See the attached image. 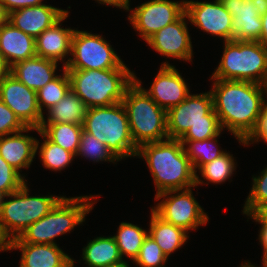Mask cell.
Returning <instances> with one entry per match:
<instances>
[{
    "mask_svg": "<svg viewBox=\"0 0 267 267\" xmlns=\"http://www.w3.org/2000/svg\"><path fill=\"white\" fill-rule=\"evenodd\" d=\"M210 80H215L210 91L222 130L226 127L237 140L245 141L255 130L267 101V86L250 81Z\"/></svg>",
    "mask_w": 267,
    "mask_h": 267,
    "instance_id": "cell-1",
    "label": "cell"
},
{
    "mask_svg": "<svg viewBox=\"0 0 267 267\" xmlns=\"http://www.w3.org/2000/svg\"><path fill=\"white\" fill-rule=\"evenodd\" d=\"M180 139L167 138L138 147L136 157L144 159L156 187V195L196 186V173Z\"/></svg>",
    "mask_w": 267,
    "mask_h": 267,
    "instance_id": "cell-2",
    "label": "cell"
},
{
    "mask_svg": "<svg viewBox=\"0 0 267 267\" xmlns=\"http://www.w3.org/2000/svg\"><path fill=\"white\" fill-rule=\"evenodd\" d=\"M167 132L171 139L206 140L222 132L214 112L211 91L190 94L167 111Z\"/></svg>",
    "mask_w": 267,
    "mask_h": 267,
    "instance_id": "cell-3",
    "label": "cell"
},
{
    "mask_svg": "<svg viewBox=\"0 0 267 267\" xmlns=\"http://www.w3.org/2000/svg\"><path fill=\"white\" fill-rule=\"evenodd\" d=\"M66 71L70 79V89L87 108L122 102L126 89L134 82L135 75L129 68Z\"/></svg>",
    "mask_w": 267,
    "mask_h": 267,
    "instance_id": "cell-4",
    "label": "cell"
},
{
    "mask_svg": "<svg viewBox=\"0 0 267 267\" xmlns=\"http://www.w3.org/2000/svg\"><path fill=\"white\" fill-rule=\"evenodd\" d=\"M97 196L63 197L44 217L26 228L11 243L56 244L54 239L85 222ZM91 200V201H90Z\"/></svg>",
    "mask_w": 267,
    "mask_h": 267,
    "instance_id": "cell-5",
    "label": "cell"
},
{
    "mask_svg": "<svg viewBox=\"0 0 267 267\" xmlns=\"http://www.w3.org/2000/svg\"><path fill=\"white\" fill-rule=\"evenodd\" d=\"M83 130L103 142L119 161L137 154L122 102L87 108Z\"/></svg>",
    "mask_w": 267,
    "mask_h": 267,
    "instance_id": "cell-6",
    "label": "cell"
},
{
    "mask_svg": "<svg viewBox=\"0 0 267 267\" xmlns=\"http://www.w3.org/2000/svg\"><path fill=\"white\" fill-rule=\"evenodd\" d=\"M122 104L126 110L131 137L137 147L169 138L167 111L135 81L126 89Z\"/></svg>",
    "mask_w": 267,
    "mask_h": 267,
    "instance_id": "cell-7",
    "label": "cell"
},
{
    "mask_svg": "<svg viewBox=\"0 0 267 267\" xmlns=\"http://www.w3.org/2000/svg\"><path fill=\"white\" fill-rule=\"evenodd\" d=\"M211 79L267 86V49L258 41H225L223 55Z\"/></svg>",
    "mask_w": 267,
    "mask_h": 267,
    "instance_id": "cell-8",
    "label": "cell"
},
{
    "mask_svg": "<svg viewBox=\"0 0 267 267\" xmlns=\"http://www.w3.org/2000/svg\"><path fill=\"white\" fill-rule=\"evenodd\" d=\"M5 197H10L5 200ZM64 196H29L27 181L15 192L3 195L0 223L10 240L47 215Z\"/></svg>",
    "mask_w": 267,
    "mask_h": 267,
    "instance_id": "cell-9",
    "label": "cell"
},
{
    "mask_svg": "<svg viewBox=\"0 0 267 267\" xmlns=\"http://www.w3.org/2000/svg\"><path fill=\"white\" fill-rule=\"evenodd\" d=\"M66 70H105L128 68L114 49L101 35L74 30L71 40V54Z\"/></svg>",
    "mask_w": 267,
    "mask_h": 267,
    "instance_id": "cell-10",
    "label": "cell"
},
{
    "mask_svg": "<svg viewBox=\"0 0 267 267\" xmlns=\"http://www.w3.org/2000/svg\"><path fill=\"white\" fill-rule=\"evenodd\" d=\"M174 194V195H173ZM163 198L152 210L164 221L171 223L185 231L195 230L208 222V214L193 196L192 188L166 191L155 200Z\"/></svg>",
    "mask_w": 267,
    "mask_h": 267,
    "instance_id": "cell-11",
    "label": "cell"
},
{
    "mask_svg": "<svg viewBox=\"0 0 267 267\" xmlns=\"http://www.w3.org/2000/svg\"><path fill=\"white\" fill-rule=\"evenodd\" d=\"M127 11H130L128 18L133 28L147 41L157 31L175 22L185 13V0L180 3L171 0H150Z\"/></svg>",
    "mask_w": 267,
    "mask_h": 267,
    "instance_id": "cell-12",
    "label": "cell"
},
{
    "mask_svg": "<svg viewBox=\"0 0 267 267\" xmlns=\"http://www.w3.org/2000/svg\"><path fill=\"white\" fill-rule=\"evenodd\" d=\"M0 100L26 127L40 128L44 115L37 103V92L21 83L10 72L0 80Z\"/></svg>",
    "mask_w": 267,
    "mask_h": 267,
    "instance_id": "cell-13",
    "label": "cell"
},
{
    "mask_svg": "<svg viewBox=\"0 0 267 267\" xmlns=\"http://www.w3.org/2000/svg\"><path fill=\"white\" fill-rule=\"evenodd\" d=\"M232 16V40L259 41L267 0H220Z\"/></svg>",
    "mask_w": 267,
    "mask_h": 267,
    "instance_id": "cell-14",
    "label": "cell"
},
{
    "mask_svg": "<svg viewBox=\"0 0 267 267\" xmlns=\"http://www.w3.org/2000/svg\"><path fill=\"white\" fill-rule=\"evenodd\" d=\"M185 13L197 28L206 33L218 36L222 40H232V16L220 0L213 2L185 1Z\"/></svg>",
    "mask_w": 267,
    "mask_h": 267,
    "instance_id": "cell-15",
    "label": "cell"
},
{
    "mask_svg": "<svg viewBox=\"0 0 267 267\" xmlns=\"http://www.w3.org/2000/svg\"><path fill=\"white\" fill-rule=\"evenodd\" d=\"M134 81L166 111L180 104L190 95L184 78L169 62L162 63L149 90L142 87V82L136 75H134Z\"/></svg>",
    "mask_w": 267,
    "mask_h": 267,
    "instance_id": "cell-16",
    "label": "cell"
},
{
    "mask_svg": "<svg viewBox=\"0 0 267 267\" xmlns=\"http://www.w3.org/2000/svg\"><path fill=\"white\" fill-rule=\"evenodd\" d=\"M186 19L188 16L184 13L178 20L157 31L146 42L164 57L190 62L193 48Z\"/></svg>",
    "mask_w": 267,
    "mask_h": 267,
    "instance_id": "cell-17",
    "label": "cell"
},
{
    "mask_svg": "<svg viewBox=\"0 0 267 267\" xmlns=\"http://www.w3.org/2000/svg\"><path fill=\"white\" fill-rule=\"evenodd\" d=\"M67 12L68 10L44 3L10 12L7 21L15 28L36 39L45 29L52 27Z\"/></svg>",
    "mask_w": 267,
    "mask_h": 267,
    "instance_id": "cell-18",
    "label": "cell"
},
{
    "mask_svg": "<svg viewBox=\"0 0 267 267\" xmlns=\"http://www.w3.org/2000/svg\"><path fill=\"white\" fill-rule=\"evenodd\" d=\"M40 131L39 128L27 127L25 130L10 135L0 136V156L19 173L29 168L36 155L37 139L22 132Z\"/></svg>",
    "mask_w": 267,
    "mask_h": 267,
    "instance_id": "cell-19",
    "label": "cell"
},
{
    "mask_svg": "<svg viewBox=\"0 0 267 267\" xmlns=\"http://www.w3.org/2000/svg\"><path fill=\"white\" fill-rule=\"evenodd\" d=\"M67 12L52 27L45 29L36 39V56L55 62L62 61L63 68L66 66V56L71 54V40L75 29L62 28L61 22L67 19Z\"/></svg>",
    "mask_w": 267,
    "mask_h": 267,
    "instance_id": "cell-20",
    "label": "cell"
},
{
    "mask_svg": "<svg viewBox=\"0 0 267 267\" xmlns=\"http://www.w3.org/2000/svg\"><path fill=\"white\" fill-rule=\"evenodd\" d=\"M0 54L8 68L19 61L35 57V38L6 21L0 26Z\"/></svg>",
    "mask_w": 267,
    "mask_h": 267,
    "instance_id": "cell-21",
    "label": "cell"
},
{
    "mask_svg": "<svg viewBox=\"0 0 267 267\" xmlns=\"http://www.w3.org/2000/svg\"><path fill=\"white\" fill-rule=\"evenodd\" d=\"M20 249L19 267H67L73 260L57 244L11 243V250Z\"/></svg>",
    "mask_w": 267,
    "mask_h": 267,
    "instance_id": "cell-22",
    "label": "cell"
},
{
    "mask_svg": "<svg viewBox=\"0 0 267 267\" xmlns=\"http://www.w3.org/2000/svg\"><path fill=\"white\" fill-rule=\"evenodd\" d=\"M57 62L35 56L19 61L9 68V72L28 88L38 91L55 79Z\"/></svg>",
    "mask_w": 267,
    "mask_h": 267,
    "instance_id": "cell-23",
    "label": "cell"
},
{
    "mask_svg": "<svg viewBox=\"0 0 267 267\" xmlns=\"http://www.w3.org/2000/svg\"><path fill=\"white\" fill-rule=\"evenodd\" d=\"M148 234L156 241L163 254L168 258L189 238L187 231L164 221L151 209V220Z\"/></svg>",
    "mask_w": 267,
    "mask_h": 267,
    "instance_id": "cell-24",
    "label": "cell"
},
{
    "mask_svg": "<svg viewBox=\"0 0 267 267\" xmlns=\"http://www.w3.org/2000/svg\"><path fill=\"white\" fill-rule=\"evenodd\" d=\"M82 250L87 267H107L125 261L113 236L94 238Z\"/></svg>",
    "mask_w": 267,
    "mask_h": 267,
    "instance_id": "cell-25",
    "label": "cell"
},
{
    "mask_svg": "<svg viewBox=\"0 0 267 267\" xmlns=\"http://www.w3.org/2000/svg\"><path fill=\"white\" fill-rule=\"evenodd\" d=\"M47 121L42 123H73L83 125L87 107L85 103L70 89L67 94L48 110Z\"/></svg>",
    "mask_w": 267,
    "mask_h": 267,
    "instance_id": "cell-26",
    "label": "cell"
},
{
    "mask_svg": "<svg viewBox=\"0 0 267 267\" xmlns=\"http://www.w3.org/2000/svg\"><path fill=\"white\" fill-rule=\"evenodd\" d=\"M221 135V132L210 139L206 140H180L184 145V150L186 155L189 157L190 162L193 166V169L196 173V186L199 184L205 183L204 180L199 178L197 170H199L204 164L212 162L215 158H218L226 151L220 150L217 144L218 136ZM186 145V146H185ZM197 169V170H196Z\"/></svg>",
    "mask_w": 267,
    "mask_h": 267,
    "instance_id": "cell-27",
    "label": "cell"
},
{
    "mask_svg": "<svg viewBox=\"0 0 267 267\" xmlns=\"http://www.w3.org/2000/svg\"><path fill=\"white\" fill-rule=\"evenodd\" d=\"M39 129L51 142L72 152L76 156L83 125L73 123H42Z\"/></svg>",
    "mask_w": 267,
    "mask_h": 267,
    "instance_id": "cell-28",
    "label": "cell"
},
{
    "mask_svg": "<svg viewBox=\"0 0 267 267\" xmlns=\"http://www.w3.org/2000/svg\"><path fill=\"white\" fill-rule=\"evenodd\" d=\"M148 231L142 229L133 223L121 222L117 235H114L115 242L119 248L122 258L125 256L131 260H135L139 254L144 239L147 237Z\"/></svg>",
    "mask_w": 267,
    "mask_h": 267,
    "instance_id": "cell-29",
    "label": "cell"
},
{
    "mask_svg": "<svg viewBox=\"0 0 267 267\" xmlns=\"http://www.w3.org/2000/svg\"><path fill=\"white\" fill-rule=\"evenodd\" d=\"M38 133L45 139L40 147L39 140L36 142V154L39 149V157L44 167L52 171H61L63 168L68 167L76 156L72 152L51 142L41 131Z\"/></svg>",
    "mask_w": 267,
    "mask_h": 267,
    "instance_id": "cell-30",
    "label": "cell"
},
{
    "mask_svg": "<svg viewBox=\"0 0 267 267\" xmlns=\"http://www.w3.org/2000/svg\"><path fill=\"white\" fill-rule=\"evenodd\" d=\"M70 90V79L65 68L63 74L48 82L37 91V103L43 114V109L48 110L57 104ZM44 107V108H43Z\"/></svg>",
    "mask_w": 267,
    "mask_h": 267,
    "instance_id": "cell-31",
    "label": "cell"
},
{
    "mask_svg": "<svg viewBox=\"0 0 267 267\" xmlns=\"http://www.w3.org/2000/svg\"><path fill=\"white\" fill-rule=\"evenodd\" d=\"M233 155L225 152L218 158H215L212 162L204 164L199 172L203 179L208 183L222 184L227 179H230L236 169Z\"/></svg>",
    "mask_w": 267,
    "mask_h": 267,
    "instance_id": "cell-32",
    "label": "cell"
},
{
    "mask_svg": "<svg viewBox=\"0 0 267 267\" xmlns=\"http://www.w3.org/2000/svg\"><path fill=\"white\" fill-rule=\"evenodd\" d=\"M77 155L89 158L94 162L108 161L115 163V161H119L103 142L84 130L82 131L76 157Z\"/></svg>",
    "mask_w": 267,
    "mask_h": 267,
    "instance_id": "cell-33",
    "label": "cell"
},
{
    "mask_svg": "<svg viewBox=\"0 0 267 267\" xmlns=\"http://www.w3.org/2000/svg\"><path fill=\"white\" fill-rule=\"evenodd\" d=\"M253 185L246 198L243 214L257 213L267 205V167L263 169L259 176H253Z\"/></svg>",
    "mask_w": 267,
    "mask_h": 267,
    "instance_id": "cell-34",
    "label": "cell"
},
{
    "mask_svg": "<svg viewBox=\"0 0 267 267\" xmlns=\"http://www.w3.org/2000/svg\"><path fill=\"white\" fill-rule=\"evenodd\" d=\"M168 259L156 241L148 234L133 262L140 267H164Z\"/></svg>",
    "mask_w": 267,
    "mask_h": 267,
    "instance_id": "cell-35",
    "label": "cell"
},
{
    "mask_svg": "<svg viewBox=\"0 0 267 267\" xmlns=\"http://www.w3.org/2000/svg\"><path fill=\"white\" fill-rule=\"evenodd\" d=\"M25 182V175H21L0 156V193L7 195L15 192Z\"/></svg>",
    "mask_w": 267,
    "mask_h": 267,
    "instance_id": "cell-36",
    "label": "cell"
},
{
    "mask_svg": "<svg viewBox=\"0 0 267 267\" xmlns=\"http://www.w3.org/2000/svg\"><path fill=\"white\" fill-rule=\"evenodd\" d=\"M26 128L16 114L0 100V136L17 133Z\"/></svg>",
    "mask_w": 267,
    "mask_h": 267,
    "instance_id": "cell-37",
    "label": "cell"
},
{
    "mask_svg": "<svg viewBox=\"0 0 267 267\" xmlns=\"http://www.w3.org/2000/svg\"><path fill=\"white\" fill-rule=\"evenodd\" d=\"M263 140L267 143V101L265 102L261 114L259 116L257 125L252 134L244 141L238 140L239 143H242L244 146H248L251 143H257L260 140Z\"/></svg>",
    "mask_w": 267,
    "mask_h": 267,
    "instance_id": "cell-38",
    "label": "cell"
},
{
    "mask_svg": "<svg viewBox=\"0 0 267 267\" xmlns=\"http://www.w3.org/2000/svg\"><path fill=\"white\" fill-rule=\"evenodd\" d=\"M42 1L43 0H0V3L8 15L15 10L42 5Z\"/></svg>",
    "mask_w": 267,
    "mask_h": 267,
    "instance_id": "cell-39",
    "label": "cell"
},
{
    "mask_svg": "<svg viewBox=\"0 0 267 267\" xmlns=\"http://www.w3.org/2000/svg\"><path fill=\"white\" fill-rule=\"evenodd\" d=\"M255 222L261 224L259 232V242L264 250L263 261L267 258V221L257 212L253 214H248Z\"/></svg>",
    "mask_w": 267,
    "mask_h": 267,
    "instance_id": "cell-40",
    "label": "cell"
},
{
    "mask_svg": "<svg viewBox=\"0 0 267 267\" xmlns=\"http://www.w3.org/2000/svg\"><path fill=\"white\" fill-rule=\"evenodd\" d=\"M99 4L112 5L127 10L130 8V0H96Z\"/></svg>",
    "mask_w": 267,
    "mask_h": 267,
    "instance_id": "cell-41",
    "label": "cell"
},
{
    "mask_svg": "<svg viewBox=\"0 0 267 267\" xmlns=\"http://www.w3.org/2000/svg\"><path fill=\"white\" fill-rule=\"evenodd\" d=\"M9 250H11V240L4 232L2 225L0 223V252Z\"/></svg>",
    "mask_w": 267,
    "mask_h": 267,
    "instance_id": "cell-42",
    "label": "cell"
},
{
    "mask_svg": "<svg viewBox=\"0 0 267 267\" xmlns=\"http://www.w3.org/2000/svg\"><path fill=\"white\" fill-rule=\"evenodd\" d=\"M261 20H262V30L258 42L267 49V12L261 15Z\"/></svg>",
    "mask_w": 267,
    "mask_h": 267,
    "instance_id": "cell-43",
    "label": "cell"
},
{
    "mask_svg": "<svg viewBox=\"0 0 267 267\" xmlns=\"http://www.w3.org/2000/svg\"><path fill=\"white\" fill-rule=\"evenodd\" d=\"M9 72V68L4 63L0 54V80Z\"/></svg>",
    "mask_w": 267,
    "mask_h": 267,
    "instance_id": "cell-44",
    "label": "cell"
},
{
    "mask_svg": "<svg viewBox=\"0 0 267 267\" xmlns=\"http://www.w3.org/2000/svg\"><path fill=\"white\" fill-rule=\"evenodd\" d=\"M8 15L0 3V26L7 21Z\"/></svg>",
    "mask_w": 267,
    "mask_h": 267,
    "instance_id": "cell-45",
    "label": "cell"
},
{
    "mask_svg": "<svg viewBox=\"0 0 267 267\" xmlns=\"http://www.w3.org/2000/svg\"><path fill=\"white\" fill-rule=\"evenodd\" d=\"M258 213L267 221V205L261 208Z\"/></svg>",
    "mask_w": 267,
    "mask_h": 267,
    "instance_id": "cell-46",
    "label": "cell"
},
{
    "mask_svg": "<svg viewBox=\"0 0 267 267\" xmlns=\"http://www.w3.org/2000/svg\"><path fill=\"white\" fill-rule=\"evenodd\" d=\"M107 267H130L129 264H128V261H123L119 264H115V265H110V266H107Z\"/></svg>",
    "mask_w": 267,
    "mask_h": 267,
    "instance_id": "cell-47",
    "label": "cell"
},
{
    "mask_svg": "<svg viewBox=\"0 0 267 267\" xmlns=\"http://www.w3.org/2000/svg\"><path fill=\"white\" fill-rule=\"evenodd\" d=\"M240 267H257V266L251 264V262H248V261L246 262V261H245V263L242 264Z\"/></svg>",
    "mask_w": 267,
    "mask_h": 267,
    "instance_id": "cell-48",
    "label": "cell"
},
{
    "mask_svg": "<svg viewBox=\"0 0 267 267\" xmlns=\"http://www.w3.org/2000/svg\"><path fill=\"white\" fill-rule=\"evenodd\" d=\"M262 262H263V266L262 267H267V258Z\"/></svg>",
    "mask_w": 267,
    "mask_h": 267,
    "instance_id": "cell-49",
    "label": "cell"
},
{
    "mask_svg": "<svg viewBox=\"0 0 267 267\" xmlns=\"http://www.w3.org/2000/svg\"><path fill=\"white\" fill-rule=\"evenodd\" d=\"M74 259L72 260V262L67 266V267H74Z\"/></svg>",
    "mask_w": 267,
    "mask_h": 267,
    "instance_id": "cell-50",
    "label": "cell"
},
{
    "mask_svg": "<svg viewBox=\"0 0 267 267\" xmlns=\"http://www.w3.org/2000/svg\"><path fill=\"white\" fill-rule=\"evenodd\" d=\"M2 197H3V194L0 193V204H1Z\"/></svg>",
    "mask_w": 267,
    "mask_h": 267,
    "instance_id": "cell-51",
    "label": "cell"
}]
</instances>
